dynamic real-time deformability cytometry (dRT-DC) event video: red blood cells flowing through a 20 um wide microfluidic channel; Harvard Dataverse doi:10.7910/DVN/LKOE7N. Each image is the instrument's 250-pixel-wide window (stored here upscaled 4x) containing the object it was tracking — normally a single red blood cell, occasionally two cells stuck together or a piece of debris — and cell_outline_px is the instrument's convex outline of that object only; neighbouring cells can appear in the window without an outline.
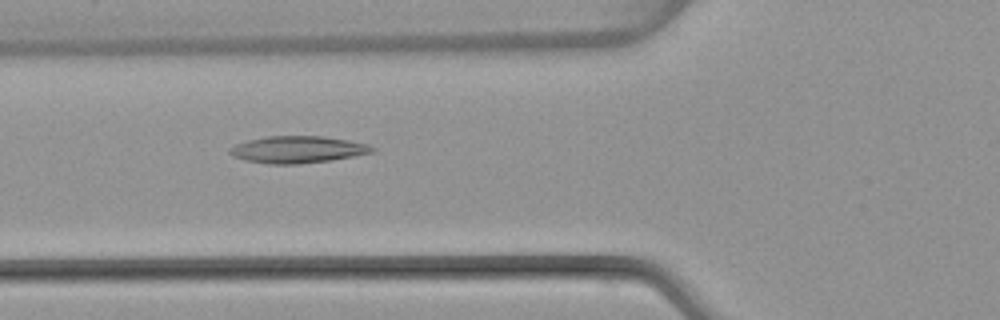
{"species": "common noctule bat (a hibernating species)", "species_latin": "Nyctalus noctula", "temperature_condition": "warm", "stored_images_in_passage": 49, "camera_frame_rate_fps": 3000, "um_per_image_px": 0.085, "animal": {"sex": "female", "body_mass_g": 22.7, "forearm_length_mm": 54.2}, "frame": {"image": 1, "passage_image": 18, "time_ms": 5.667, "image_size_px": [1000, 320], "cell_outline_px": [[376, 148], [372, 152], [332, 160], [296, 164], [268, 164], [244, 160], [232, 156], [228, 152], [228, 148], [236, 144], [248, 140], [268, 136], [324, 136], [348, 140], [368, 144]], "centroid_in_image_um": [25.26, 12.71], "position_along_channel_um": 100.5, "area_um2": 22.37}}
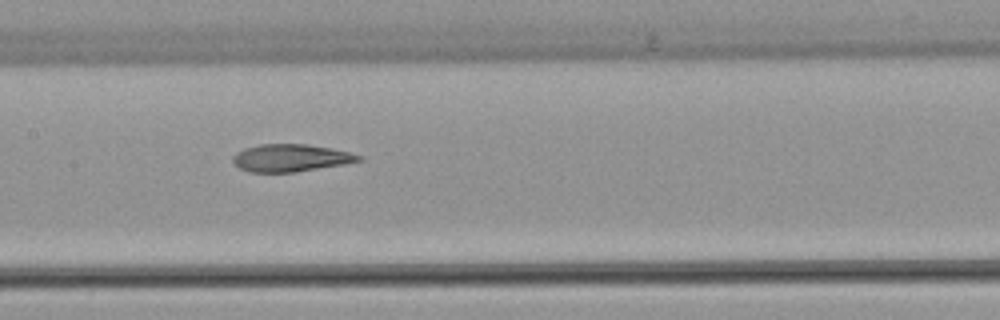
{"frame": {"image": 2, "passage_image": 24, "time_ms": 7.667, "image_size_px": [1000, 320], "cell_outline_px": [[364, 160], [344, 164], [296, 172], [248, 172], [240, 168], [232, 160], [232, 156], [236, 152], [244, 148], [260, 144], [308, 144], [332, 148], [364, 156]], "centroid_in_image_um": [24.72, 13.42], "position_along_channel_um": 182.7, "area_um2": 20.23}}
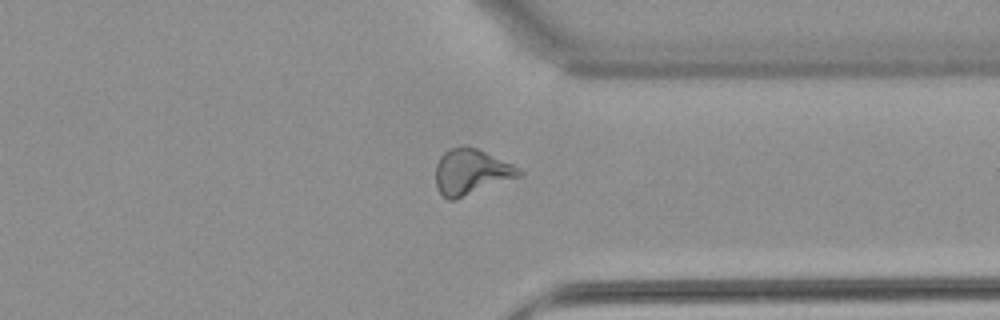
{"frame": {"image": 3, "passage_image": 38, "time_ms": 12.333, "image_size_px": [1000, 320], "cell_outline_px": [[524, 172], [520, 176], [456, 200], [448, 200], [436, 188], [436, 164], [440, 156], [448, 148], [464, 144], [476, 148], [512, 164], [520, 168]], "centroid_in_image_um": [40.02, 14.6], "position_along_channel_um": 371.4, "area_um2": 22.31}, "authors_computed_cell_mechanics": {"area_um2": 22.3108, "velocity_mm_per_s": 4.0862, "shape_relaxation_time_tau1_ms": null, "shape_relaxation_time_tau2_ms": 3.2595, "deformation_change_tau1": null, "deformation_change_tau2": 0.1356}}